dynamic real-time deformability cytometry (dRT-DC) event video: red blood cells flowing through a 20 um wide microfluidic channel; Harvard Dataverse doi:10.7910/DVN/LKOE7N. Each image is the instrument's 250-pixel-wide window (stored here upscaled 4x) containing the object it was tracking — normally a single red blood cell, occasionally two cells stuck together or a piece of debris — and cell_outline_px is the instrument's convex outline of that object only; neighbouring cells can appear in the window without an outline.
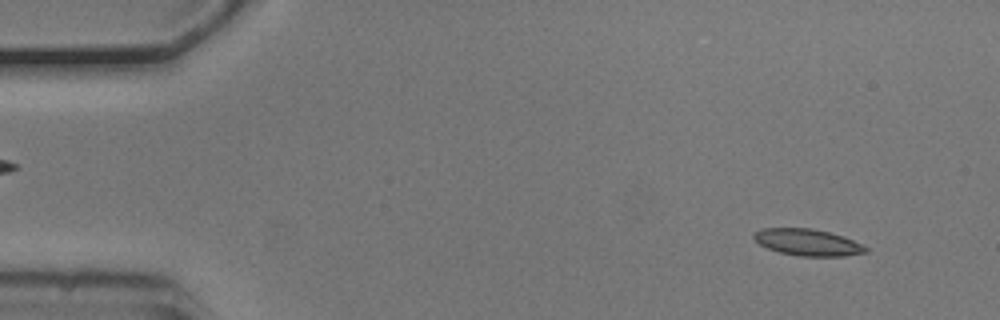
{"species": "common noctule bat (a hibernating species)", "species_latin": "Nyctalus noctula", "temperature_condition": "cold", "stored_images_in_passage": 12, "camera_frame_rate_fps": 3000, "um_per_image_px": 0.085, "animal": {"sex": "male", "body_mass_g": 20.5, "forearm_length_mm": 52.5}, "frame": {"image": 1, "passage_image": 4, "time_ms": 1.0, "image_size_px": [1000, 320], "cell_outline_px": [[868, 252], [844, 256], [800, 256], [780, 252], [768, 248], [752, 240], [752, 236], [760, 228], [812, 228], [844, 236], [868, 248]], "centroid_in_image_um": [68.63, 20.59], "position_along_channel_um": 16.4, "area_um2": 17.34}}